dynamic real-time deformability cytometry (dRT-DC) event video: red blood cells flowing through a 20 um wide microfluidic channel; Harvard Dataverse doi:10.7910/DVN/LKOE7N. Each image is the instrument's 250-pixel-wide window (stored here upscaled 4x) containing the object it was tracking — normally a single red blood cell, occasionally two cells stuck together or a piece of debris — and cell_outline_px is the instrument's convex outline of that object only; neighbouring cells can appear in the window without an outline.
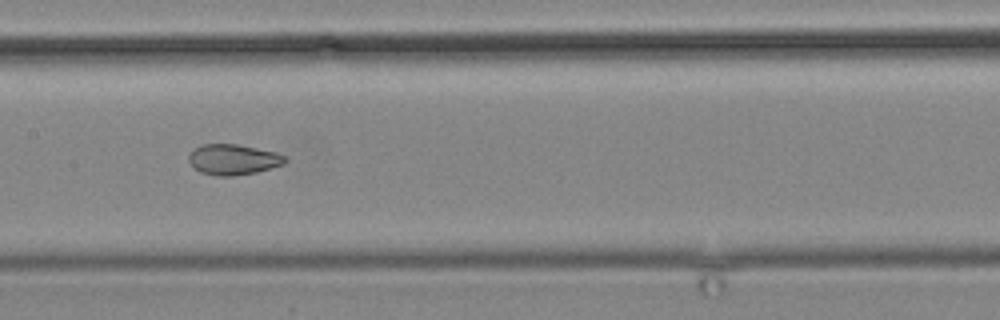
{"species": "common noctule bat (a hibernating species)", "species_latin": "Nyctalus noctula", "temperature_condition": "cold", "stored_images_in_passage": 15, "camera_frame_rate_fps": 3000, "um_per_image_px": 0.085, "animal": {"sex": "male", "body_mass_g": 19.2, "forearm_length_mm": 51.8}, "frame": {"image": 1, "passage_image": 11, "time_ms": 12.667, "image_size_px": [1000, 320], "cell_outline_px": [[288, 160], [284, 164], [256, 172], [232, 176], [216, 176], [200, 172], [188, 160], [188, 156], [192, 148], [200, 144], [236, 144], [276, 152], [284, 156]], "centroid_in_image_um": [19.79, 13.55], "position_along_channel_um": 187.6, "area_um2": 17.17}}
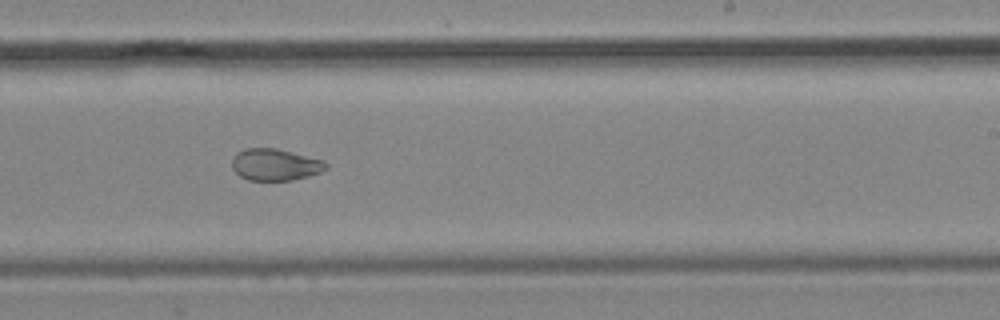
{"frame": {"image": 2, "passage_image": 13, "time_ms": 15.0, "image_size_px": [1000, 320], "cell_outline_px": [[328, 168], [320, 172], [308, 176], [292, 180], [248, 180], [240, 176], [232, 168], [232, 160], [244, 148], [276, 148], [324, 160], [328, 164]], "centroid_in_image_um": [23.42, 14.0], "position_along_channel_um": 265.6, "area_um2": 17.28}}